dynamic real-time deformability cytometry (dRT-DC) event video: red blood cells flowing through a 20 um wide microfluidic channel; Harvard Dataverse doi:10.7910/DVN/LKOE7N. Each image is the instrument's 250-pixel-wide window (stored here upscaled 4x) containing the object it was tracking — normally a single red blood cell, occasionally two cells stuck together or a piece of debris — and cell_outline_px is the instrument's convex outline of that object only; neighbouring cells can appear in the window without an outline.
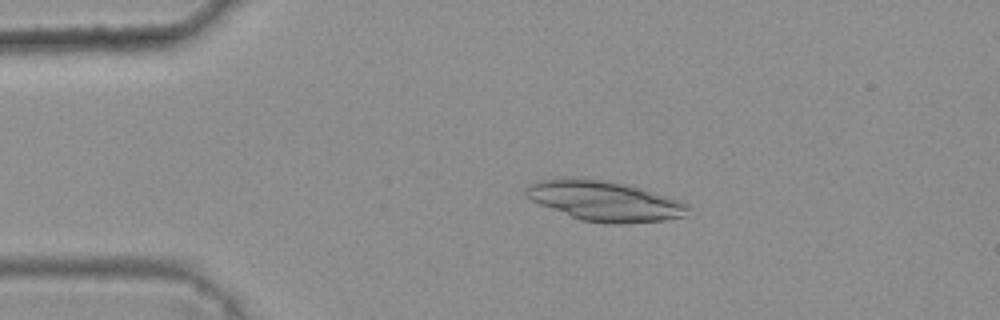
{"species": "common noctule bat (a hibernating species)", "species_latin": "Nyctalus noctula", "temperature_condition": "warm", "stored_images_in_passage": 44, "camera_frame_rate_fps": 3000, "um_per_image_px": 0.085, "animal": {"sex": "female", "body_mass_g": 25.1}, "frame": {"image": 1, "passage_image": 10, "time_ms": 3.0, "image_size_px": [1000, 320], "cell_outline_px": [[688, 216], [664, 220], [620, 224], [604, 224], [580, 220], [540, 204], [532, 200], [524, 192], [524, 188], [532, 184], [544, 180], [600, 180], [624, 184], [680, 200], [688, 204]], "centroid_in_image_um": [51.46, 17.14], "position_along_channel_um": 33.5, "area_um2": 36.76}}
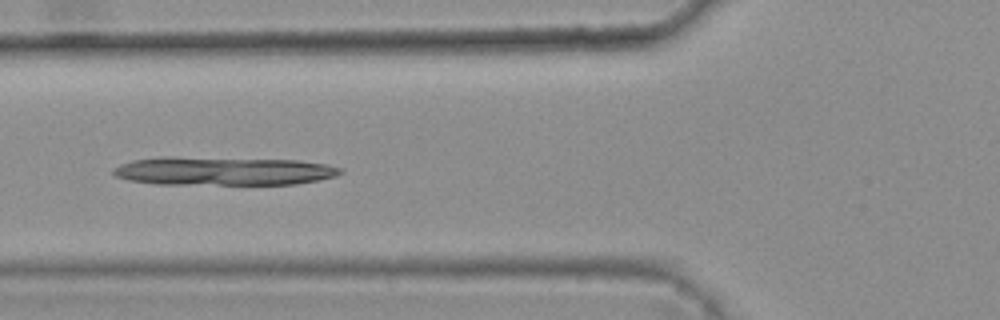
{"frame": {"image": 2, "passage_image": 19, "time_ms": 6.0, "image_size_px": [1000, 320], "cell_outline_px": [[344, 172], [336, 176], [320, 180], [296, 184], [156, 184], [128, 180], [116, 176], [112, 172], [112, 168], [120, 164], [132, 160], [296, 160], [328, 164], [340, 168]], "centroid_in_image_um": [19.11, 14.6], "position_along_channel_um": 106.7, "area_um2": 35.6}}
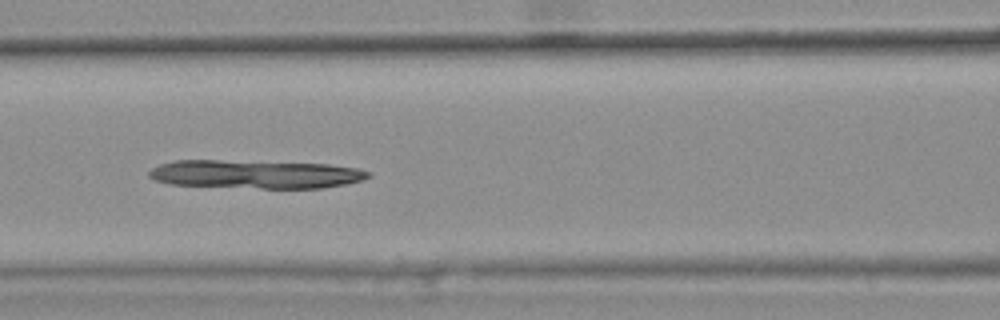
{"frame": {"image": 3, "passage_image": 22, "time_ms": 7.0, "image_size_px": [1000, 320], "cell_outline_px": [[372, 176], [360, 180], [344, 184], [324, 188], [260, 188], [168, 184], [152, 180], [148, 176], [148, 172], [152, 168], [160, 164], [176, 160], [216, 160], [328, 164], [356, 168], [372, 172]], "centroid_in_image_um": [21.68, 14.81], "position_along_channel_um": 144.9, "area_um2": 36.3}}